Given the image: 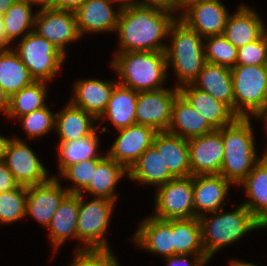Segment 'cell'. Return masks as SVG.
<instances>
[{
    "label": "cell",
    "mask_w": 267,
    "mask_h": 266,
    "mask_svg": "<svg viewBox=\"0 0 267 266\" xmlns=\"http://www.w3.org/2000/svg\"><path fill=\"white\" fill-rule=\"evenodd\" d=\"M172 12L144 5L123 7L116 31L119 49L115 52L165 51L171 25L176 17Z\"/></svg>",
    "instance_id": "6da1fadb"
},
{
    "label": "cell",
    "mask_w": 267,
    "mask_h": 266,
    "mask_svg": "<svg viewBox=\"0 0 267 266\" xmlns=\"http://www.w3.org/2000/svg\"><path fill=\"white\" fill-rule=\"evenodd\" d=\"M111 67L118 83L134 91H154L162 87L168 74L165 51L117 52Z\"/></svg>",
    "instance_id": "7a4b0ae2"
},
{
    "label": "cell",
    "mask_w": 267,
    "mask_h": 266,
    "mask_svg": "<svg viewBox=\"0 0 267 266\" xmlns=\"http://www.w3.org/2000/svg\"><path fill=\"white\" fill-rule=\"evenodd\" d=\"M210 214L209 218L207 214L199 217L202 246L210 260L219 249L235 243L248 232L265 228L242 203L234 211L225 213L219 209Z\"/></svg>",
    "instance_id": "3957f363"
},
{
    "label": "cell",
    "mask_w": 267,
    "mask_h": 266,
    "mask_svg": "<svg viewBox=\"0 0 267 266\" xmlns=\"http://www.w3.org/2000/svg\"><path fill=\"white\" fill-rule=\"evenodd\" d=\"M250 120L238 117L232 124L222 127L224 159L220 175L237 186L261 159L256 155Z\"/></svg>",
    "instance_id": "277c9868"
},
{
    "label": "cell",
    "mask_w": 267,
    "mask_h": 266,
    "mask_svg": "<svg viewBox=\"0 0 267 266\" xmlns=\"http://www.w3.org/2000/svg\"><path fill=\"white\" fill-rule=\"evenodd\" d=\"M168 36L171 43L170 47H166L165 53L168 68L173 66L179 80L175 86L180 88L192 84L206 62L204 38L178 17L171 25Z\"/></svg>",
    "instance_id": "5b68a950"
},
{
    "label": "cell",
    "mask_w": 267,
    "mask_h": 266,
    "mask_svg": "<svg viewBox=\"0 0 267 266\" xmlns=\"http://www.w3.org/2000/svg\"><path fill=\"white\" fill-rule=\"evenodd\" d=\"M234 113L261 119L267 113V70L265 65H235L231 69Z\"/></svg>",
    "instance_id": "8992f818"
},
{
    "label": "cell",
    "mask_w": 267,
    "mask_h": 266,
    "mask_svg": "<svg viewBox=\"0 0 267 266\" xmlns=\"http://www.w3.org/2000/svg\"><path fill=\"white\" fill-rule=\"evenodd\" d=\"M35 80L50 81L61 70L66 55L40 36L36 31L21 37L19 46L13 49Z\"/></svg>",
    "instance_id": "52a82bcc"
},
{
    "label": "cell",
    "mask_w": 267,
    "mask_h": 266,
    "mask_svg": "<svg viewBox=\"0 0 267 266\" xmlns=\"http://www.w3.org/2000/svg\"><path fill=\"white\" fill-rule=\"evenodd\" d=\"M115 201L106 198H93L84 201L80 194V207L77 220V240L82 241L85 249H110L105 233L109 227L110 217Z\"/></svg>",
    "instance_id": "ba28073f"
},
{
    "label": "cell",
    "mask_w": 267,
    "mask_h": 266,
    "mask_svg": "<svg viewBox=\"0 0 267 266\" xmlns=\"http://www.w3.org/2000/svg\"><path fill=\"white\" fill-rule=\"evenodd\" d=\"M154 218L160 220L195 217L193 176L177 177L156 188Z\"/></svg>",
    "instance_id": "9c48e42d"
},
{
    "label": "cell",
    "mask_w": 267,
    "mask_h": 266,
    "mask_svg": "<svg viewBox=\"0 0 267 266\" xmlns=\"http://www.w3.org/2000/svg\"><path fill=\"white\" fill-rule=\"evenodd\" d=\"M178 94L177 87L138 92L136 124L151 127L157 132L167 131L171 122L172 105Z\"/></svg>",
    "instance_id": "30bf717a"
},
{
    "label": "cell",
    "mask_w": 267,
    "mask_h": 266,
    "mask_svg": "<svg viewBox=\"0 0 267 266\" xmlns=\"http://www.w3.org/2000/svg\"><path fill=\"white\" fill-rule=\"evenodd\" d=\"M229 15V10L220 0H200L185 2V8L178 18L206 38L223 35Z\"/></svg>",
    "instance_id": "8fae6325"
},
{
    "label": "cell",
    "mask_w": 267,
    "mask_h": 266,
    "mask_svg": "<svg viewBox=\"0 0 267 266\" xmlns=\"http://www.w3.org/2000/svg\"><path fill=\"white\" fill-rule=\"evenodd\" d=\"M4 162L21 186L42 184L51 178L32 149L18 137L9 141Z\"/></svg>",
    "instance_id": "7c38bea8"
},
{
    "label": "cell",
    "mask_w": 267,
    "mask_h": 266,
    "mask_svg": "<svg viewBox=\"0 0 267 266\" xmlns=\"http://www.w3.org/2000/svg\"><path fill=\"white\" fill-rule=\"evenodd\" d=\"M34 31L57 46L66 55V45L81 37L74 11L39 9L35 17Z\"/></svg>",
    "instance_id": "4fadbf2b"
},
{
    "label": "cell",
    "mask_w": 267,
    "mask_h": 266,
    "mask_svg": "<svg viewBox=\"0 0 267 266\" xmlns=\"http://www.w3.org/2000/svg\"><path fill=\"white\" fill-rule=\"evenodd\" d=\"M191 175L220 174L224 159L222 128L187 140Z\"/></svg>",
    "instance_id": "5bb4252c"
},
{
    "label": "cell",
    "mask_w": 267,
    "mask_h": 266,
    "mask_svg": "<svg viewBox=\"0 0 267 266\" xmlns=\"http://www.w3.org/2000/svg\"><path fill=\"white\" fill-rule=\"evenodd\" d=\"M119 135L114 140L107 155L127 170L137 161L145 150L153 145L157 133L153 128L141 124H133L117 130Z\"/></svg>",
    "instance_id": "9a60e30c"
},
{
    "label": "cell",
    "mask_w": 267,
    "mask_h": 266,
    "mask_svg": "<svg viewBox=\"0 0 267 266\" xmlns=\"http://www.w3.org/2000/svg\"><path fill=\"white\" fill-rule=\"evenodd\" d=\"M67 194V189L62 187L56 176L42 184L27 187L26 215L48 228L56 209Z\"/></svg>",
    "instance_id": "2e32d148"
},
{
    "label": "cell",
    "mask_w": 267,
    "mask_h": 266,
    "mask_svg": "<svg viewBox=\"0 0 267 266\" xmlns=\"http://www.w3.org/2000/svg\"><path fill=\"white\" fill-rule=\"evenodd\" d=\"M115 0H87L75 11L80 35L100 32H116L122 7L112 8Z\"/></svg>",
    "instance_id": "e0dca14e"
},
{
    "label": "cell",
    "mask_w": 267,
    "mask_h": 266,
    "mask_svg": "<svg viewBox=\"0 0 267 266\" xmlns=\"http://www.w3.org/2000/svg\"><path fill=\"white\" fill-rule=\"evenodd\" d=\"M231 184L220 174L193 175L195 217L223 209Z\"/></svg>",
    "instance_id": "ac0fdd59"
},
{
    "label": "cell",
    "mask_w": 267,
    "mask_h": 266,
    "mask_svg": "<svg viewBox=\"0 0 267 266\" xmlns=\"http://www.w3.org/2000/svg\"><path fill=\"white\" fill-rule=\"evenodd\" d=\"M179 93L202 115L214 130L232 124L238 116L233 110L220 100L192 84L179 88Z\"/></svg>",
    "instance_id": "d6986e66"
},
{
    "label": "cell",
    "mask_w": 267,
    "mask_h": 266,
    "mask_svg": "<svg viewBox=\"0 0 267 266\" xmlns=\"http://www.w3.org/2000/svg\"><path fill=\"white\" fill-rule=\"evenodd\" d=\"M139 223L138 230L133 234V241L139 248L150 253L160 254L164 258L174 255L172 219L160 220L150 217Z\"/></svg>",
    "instance_id": "ffe728a7"
},
{
    "label": "cell",
    "mask_w": 267,
    "mask_h": 266,
    "mask_svg": "<svg viewBox=\"0 0 267 266\" xmlns=\"http://www.w3.org/2000/svg\"><path fill=\"white\" fill-rule=\"evenodd\" d=\"M117 83V81L91 78L77 81L73 86L74 98L71 97L70 103L99 119L105 112L112 90Z\"/></svg>",
    "instance_id": "44dd1931"
},
{
    "label": "cell",
    "mask_w": 267,
    "mask_h": 266,
    "mask_svg": "<svg viewBox=\"0 0 267 266\" xmlns=\"http://www.w3.org/2000/svg\"><path fill=\"white\" fill-rule=\"evenodd\" d=\"M233 14L229 15L223 36L235 47L258 40L267 31L259 15L251 7L242 4Z\"/></svg>",
    "instance_id": "7402d4cb"
},
{
    "label": "cell",
    "mask_w": 267,
    "mask_h": 266,
    "mask_svg": "<svg viewBox=\"0 0 267 266\" xmlns=\"http://www.w3.org/2000/svg\"><path fill=\"white\" fill-rule=\"evenodd\" d=\"M152 146L161 153L164 163L175 178L191 176L187 139L167 131L157 132Z\"/></svg>",
    "instance_id": "603a6c76"
},
{
    "label": "cell",
    "mask_w": 267,
    "mask_h": 266,
    "mask_svg": "<svg viewBox=\"0 0 267 266\" xmlns=\"http://www.w3.org/2000/svg\"><path fill=\"white\" fill-rule=\"evenodd\" d=\"M213 131L206 119L179 93L172 105L167 132L188 140Z\"/></svg>",
    "instance_id": "cb8c5ba5"
},
{
    "label": "cell",
    "mask_w": 267,
    "mask_h": 266,
    "mask_svg": "<svg viewBox=\"0 0 267 266\" xmlns=\"http://www.w3.org/2000/svg\"><path fill=\"white\" fill-rule=\"evenodd\" d=\"M249 201L243 203L251 214L267 227V158L262 155L248 175L239 183Z\"/></svg>",
    "instance_id": "d4e9b609"
},
{
    "label": "cell",
    "mask_w": 267,
    "mask_h": 266,
    "mask_svg": "<svg viewBox=\"0 0 267 266\" xmlns=\"http://www.w3.org/2000/svg\"><path fill=\"white\" fill-rule=\"evenodd\" d=\"M192 85L222 101L234 112V93L230 68L205 62Z\"/></svg>",
    "instance_id": "484cf974"
},
{
    "label": "cell",
    "mask_w": 267,
    "mask_h": 266,
    "mask_svg": "<svg viewBox=\"0 0 267 266\" xmlns=\"http://www.w3.org/2000/svg\"><path fill=\"white\" fill-rule=\"evenodd\" d=\"M80 194L68 193L59 204L48 226L54 250H58L68 238L77 240V220Z\"/></svg>",
    "instance_id": "4316f807"
},
{
    "label": "cell",
    "mask_w": 267,
    "mask_h": 266,
    "mask_svg": "<svg viewBox=\"0 0 267 266\" xmlns=\"http://www.w3.org/2000/svg\"><path fill=\"white\" fill-rule=\"evenodd\" d=\"M55 118V129L60 141H72L92 134L99 126H94L98 119L85 112L83 109L73 106L70 102L57 112Z\"/></svg>",
    "instance_id": "83f0119b"
},
{
    "label": "cell",
    "mask_w": 267,
    "mask_h": 266,
    "mask_svg": "<svg viewBox=\"0 0 267 266\" xmlns=\"http://www.w3.org/2000/svg\"><path fill=\"white\" fill-rule=\"evenodd\" d=\"M137 99V91L117 83L112 90L107 108L98 121L107 118L117 130L136 124Z\"/></svg>",
    "instance_id": "f1b7e54d"
},
{
    "label": "cell",
    "mask_w": 267,
    "mask_h": 266,
    "mask_svg": "<svg viewBox=\"0 0 267 266\" xmlns=\"http://www.w3.org/2000/svg\"><path fill=\"white\" fill-rule=\"evenodd\" d=\"M127 175L132 181L156 187L175 178L164 163L161 153L153 146L143 152L130 167Z\"/></svg>",
    "instance_id": "f546056e"
},
{
    "label": "cell",
    "mask_w": 267,
    "mask_h": 266,
    "mask_svg": "<svg viewBox=\"0 0 267 266\" xmlns=\"http://www.w3.org/2000/svg\"><path fill=\"white\" fill-rule=\"evenodd\" d=\"M128 174V170L121 164L112 160L107 154L97 164L88 187L84 190L93 197L106 198L117 201V194L114 192L118 182Z\"/></svg>",
    "instance_id": "4dcf8cb0"
},
{
    "label": "cell",
    "mask_w": 267,
    "mask_h": 266,
    "mask_svg": "<svg viewBox=\"0 0 267 266\" xmlns=\"http://www.w3.org/2000/svg\"><path fill=\"white\" fill-rule=\"evenodd\" d=\"M34 81L35 79L13 49L0 50V85L9 97Z\"/></svg>",
    "instance_id": "1f68e13d"
},
{
    "label": "cell",
    "mask_w": 267,
    "mask_h": 266,
    "mask_svg": "<svg viewBox=\"0 0 267 266\" xmlns=\"http://www.w3.org/2000/svg\"><path fill=\"white\" fill-rule=\"evenodd\" d=\"M96 129L92 134L72 141H60L58 144V166L60 174L70 165L89 159H103L106 155L98 154L99 135Z\"/></svg>",
    "instance_id": "d6a6232c"
},
{
    "label": "cell",
    "mask_w": 267,
    "mask_h": 266,
    "mask_svg": "<svg viewBox=\"0 0 267 266\" xmlns=\"http://www.w3.org/2000/svg\"><path fill=\"white\" fill-rule=\"evenodd\" d=\"M174 255H205L199 217L172 219Z\"/></svg>",
    "instance_id": "836d02e7"
},
{
    "label": "cell",
    "mask_w": 267,
    "mask_h": 266,
    "mask_svg": "<svg viewBox=\"0 0 267 266\" xmlns=\"http://www.w3.org/2000/svg\"><path fill=\"white\" fill-rule=\"evenodd\" d=\"M47 81L35 80L30 85L10 97L6 117L19 118L46 105Z\"/></svg>",
    "instance_id": "e575fe53"
},
{
    "label": "cell",
    "mask_w": 267,
    "mask_h": 266,
    "mask_svg": "<svg viewBox=\"0 0 267 266\" xmlns=\"http://www.w3.org/2000/svg\"><path fill=\"white\" fill-rule=\"evenodd\" d=\"M32 4L28 0H17L2 16L6 39L13 44L18 36L25 37L34 30L37 12L32 13Z\"/></svg>",
    "instance_id": "d590c367"
},
{
    "label": "cell",
    "mask_w": 267,
    "mask_h": 266,
    "mask_svg": "<svg viewBox=\"0 0 267 266\" xmlns=\"http://www.w3.org/2000/svg\"><path fill=\"white\" fill-rule=\"evenodd\" d=\"M27 187L19 185L14 190L0 193V223L11 224L26 216Z\"/></svg>",
    "instance_id": "8d00e7d4"
},
{
    "label": "cell",
    "mask_w": 267,
    "mask_h": 266,
    "mask_svg": "<svg viewBox=\"0 0 267 266\" xmlns=\"http://www.w3.org/2000/svg\"><path fill=\"white\" fill-rule=\"evenodd\" d=\"M205 61L232 69L236 65L237 51L223 35L204 38ZM206 44V45H205Z\"/></svg>",
    "instance_id": "74e56055"
},
{
    "label": "cell",
    "mask_w": 267,
    "mask_h": 266,
    "mask_svg": "<svg viewBox=\"0 0 267 266\" xmlns=\"http://www.w3.org/2000/svg\"><path fill=\"white\" fill-rule=\"evenodd\" d=\"M102 159H89L80 161L68 166L60 175L74 183V186L67 187L68 193L84 194L83 191L88 187L97 164Z\"/></svg>",
    "instance_id": "f35d334b"
},
{
    "label": "cell",
    "mask_w": 267,
    "mask_h": 266,
    "mask_svg": "<svg viewBox=\"0 0 267 266\" xmlns=\"http://www.w3.org/2000/svg\"><path fill=\"white\" fill-rule=\"evenodd\" d=\"M56 114L45 106L29 114L19 117L21 126L29 138H38L46 135L52 128H55Z\"/></svg>",
    "instance_id": "ab89813d"
},
{
    "label": "cell",
    "mask_w": 267,
    "mask_h": 266,
    "mask_svg": "<svg viewBox=\"0 0 267 266\" xmlns=\"http://www.w3.org/2000/svg\"><path fill=\"white\" fill-rule=\"evenodd\" d=\"M81 246L79 244L75 250V258L70 266H119L111 249H85Z\"/></svg>",
    "instance_id": "60d3db41"
},
{
    "label": "cell",
    "mask_w": 267,
    "mask_h": 266,
    "mask_svg": "<svg viewBox=\"0 0 267 266\" xmlns=\"http://www.w3.org/2000/svg\"><path fill=\"white\" fill-rule=\"evenodd\" d=\"M267 59V31L258 39L237 51L236 65H265Z\"/></svg>",
    "instance_id": "b9f144b4"
},
{
    "label": "cell",
    "mask_w": 267,
    "mask_h": 266,
    "mask_svg": "<svg viewBox=\"0 0 267 266\" xmlns=\"http://www.w3.org/2000/svg\"><path fill=\"white\" fill-rule=\"evenodd\" d=\"M189 255H173L166 257L167 266H204L210 259L206 255H194L193 261H189L187 258Z\"/></svg>",
    "instance_id": "7bdbcfd3"
},
{
    "label": "cell",
    "mask_w": 267,
    "mask_h": 266,
    "mask_svg": "<svg viewBox=\"0 0 267 266\" xmlns=\"http://www.w3.org/2000/svg\"><path fill=\"white\" fill-rule=\"evenodd\" d=\"M185 2V0H141V5L164 9L175 14L178 10L183 11Z\"/></svg>",
    "instance_id": "ee69618b"
},
{
    "label": "cell",
    "mask_w": 267,
    "mask_h": 266,
    "mask_svg": "<svg viewBox=\"0 0 267 266\" xmlns=\"http://www.w3.org/2000/svg\"><path fill=\"white\" fill-rule=\"evenodd\" d=\"M19 186L15 181L13 174L7 168L5 162H0V193L14 190Z\"/></svg>",
    "instance_id": "f6af8a7d"
},
{
    "label": "cell",
    "mask_w": 267,
    "mask_h": 266,
    "mask_svg": "<svg viewBox=\"0 0 267 266\" xmlns=\"http://www.w3.org/2000/svg\"><path fill=\"white\" fill-rule=\"evenodd\" d=\"M87 0H55V9L75 11Z\"/></svg>",
    "instance_id": "bcb514c9"
},
{
    "label": "cell",
    "mask_w": 267,
    "mask_h": 266,
    "mask_svg": "<svg viewBox=\"0 0 267 266\" xmlns=\"http://www.w3.org/2000/svg\"><path fill=\"white\" fill-rule=\"evenodd\" d=\"M9 103L10 97L0 85V113L3 112L5 115L7 114L9 109Z\"/></svg>",
    "instance_id": "7dc6e473"
},
{
    "label": "cell",
    "mask_w": 267,
    "mask_h": 266,
    "mask_svg": "<svg viewBox=\"0 0 267 266\" xmlns=\"http://www.w3.org/2000/svg\"><path fill=\"white\" fill-rule=\"evenodd\" d=\"M32 5H41L39 9H55V0H28Z\"/></svg>",
    "instance_id": "c3c4849f"
},
{
    "label": "cell",
    "mask_w": 267,
    "mask_h": 266,
    "mask_svg": "<svg viewBox=\"0 0 267 266\" xmlns=\"http://www.w3.org/2000/svg\"><path fill=\"white\" fill-rule=\"evenodd\" d=\"M11 138L0 135V162L5 160L6 150Z\"/></svg>",
    "instance_id": "681fc988"
},
{
    "label": "cell",
    "mask_w": 267,
    "mask_h": 266,
    "mask_svg": "<svg viewBox=\"0 0 267 266\" xmlns=\"http://www.w3.org/2000/svg\"><path fill=\"white\" fill-rule=\"evenodd\" d=\"M9 46L10 42L6 39L3 20L0 17V50L10 48Z\"/></svg>",
    "instance_id": "f907efd6"
},
{
    "label": "cell",
    "mask_w": 267,
    "mask_h": 266,
    "mask_svg": "<svg viewBox=\"0 0 267 266\" xmlns=\"http://www.w3.org/2000/svg\"><path fill=\"white\" fill-rule=\"evenodd\" d=\"M17 0H0V17L16 2Z\"/></svg>",
    "instance_id": "816d5d0a"
},
{
    "label": "cell",
    "mask_w": 267,
    "mask_h": 266,
    "mask_svg": "<svg viewBox=\"0 0 267 266\" xmlns=\"http://www.w3.org/2000/svg\"><path fill=\"white\" fill-rule=\"evenodd\" d=\"M116 3H119L118 6L128 7V6H135V5H141V1L137 0H115Z\"/></svg>",
    "instance_id": "f5cc1de1"
},
{
    "label": "cell",
    "mask_w": 267,
    "mask_h": 266,
    "mask_svg": "<svg viewBox=\"0 0 267 266\" xmlns=\"http://www.w3.org/2000/svg\"><path fill=\"white\" fill-rule=\"evenodd\" d=\"M230 266H257L256 264L250 263V262H244V261H239L237 260H231L230 261Z\"/></svg>",
    "instance_id": "db71d44e"
},
{
    "label": "cell",
    "mask_w": 267,
    "mask_h": 266,
    "mask_svg": "<svg viewBox=\"0 0 267 266\" xmlns=\"http://www.w3.org/2000/svg\"><path fill=\"white\" fill-rule=\"evenodd\" d=\"M264 122V124H265V129H266V132H267V113L261 118Z\"/></svg>",
    "instance_id": "11a10c76"
},
{
    "label": "cell",
    "mask_w": 267,
    "mask_h": 266,
    "mask_svg": "<svg viewBox=\"0 0 267 266\" xmlns=\"http://www.w3.org/2000/svg\"><path fill=\"white\" fill-rule=\"evenodd\" d=\"M186 2H195V1H200V0H185Z\"/></svg>",
    "instance_id": "9f6ffc18"
},
{
    "label": "cell",
    "mask_w": 267,
    "mask_h": 266,
    "mask_svg": "<svg viewBox=\"0 0 267 266\" xmlns=\"http://www.w3.org/2000/svg\"><path fill=\"white\" fill-rule=\"evenodd\" d=\"M263 155L267 158V149H266L265 153H263Z\"/></svg>",
    "instance_id": "6f0895ef"
}]
</instances>
